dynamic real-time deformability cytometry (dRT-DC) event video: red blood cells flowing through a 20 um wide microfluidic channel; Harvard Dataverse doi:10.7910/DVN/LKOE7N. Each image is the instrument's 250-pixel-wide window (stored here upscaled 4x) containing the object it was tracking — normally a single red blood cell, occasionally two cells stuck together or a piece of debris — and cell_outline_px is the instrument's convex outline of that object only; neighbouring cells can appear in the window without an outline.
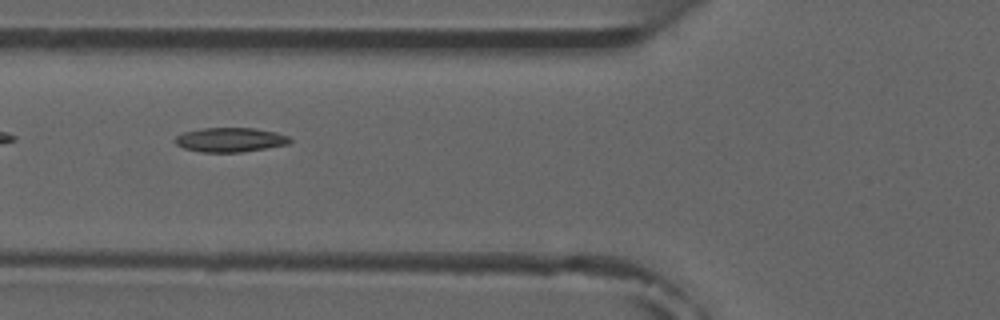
{"species": "common noctule bat (a hibernating species)", "species_latin": "Nyctalus noctula", "temperature_condition": "room temperature", "stored_images_in_passage": 8, "camera_frame_rate_fps": 3000, "um_per_image_px": 0.085, "animal": {"sex": "male", "forearm_length_mm": 52.5}, "frame": {"image": 1, "passage_image": 5, "time_ms": 5.667, "image_size_px": [1000, 320], "cell_outline_px": [[292, 140], [288, 144], [244, 152], [200, 152], [184, 148], [176, 144], [172, 140], [176, 136], [184, 132], [204, 128], [256, 128], [276, 132], [288, 136]], "centroid_in_image_um": [19.56, 11.88], "position_along_channel_um": 106.2, "area_um2": 16.36}}
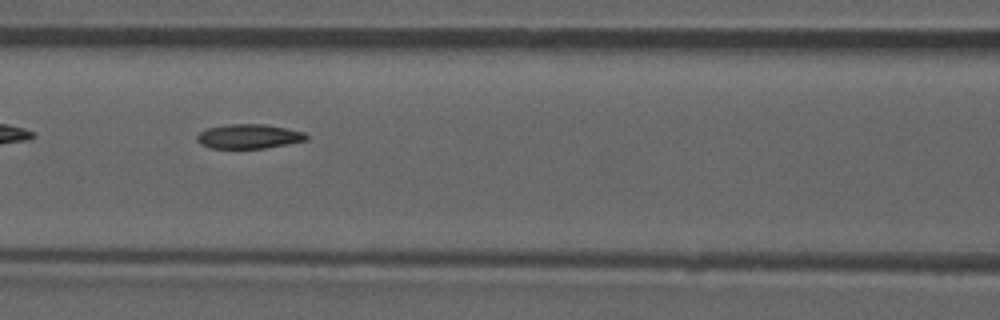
{"frame": {"image": 2, "passage_image": 6, "time_ms": 6.667, "image_size_px": [1000, 320], "cell_outline_px": [[308, 140], [288, 144], [264, 148], [208, 148], [200, 144], [196, 140], [196, 136], [200, 132], [208, 128], [228, 124], [264, 124], [288, 128], [304, 132], [308, 136]], "centroid_in_image_um": [21.16, 11.59], "position_along_channel_um": 145.4, "area_um2": 15.66}}